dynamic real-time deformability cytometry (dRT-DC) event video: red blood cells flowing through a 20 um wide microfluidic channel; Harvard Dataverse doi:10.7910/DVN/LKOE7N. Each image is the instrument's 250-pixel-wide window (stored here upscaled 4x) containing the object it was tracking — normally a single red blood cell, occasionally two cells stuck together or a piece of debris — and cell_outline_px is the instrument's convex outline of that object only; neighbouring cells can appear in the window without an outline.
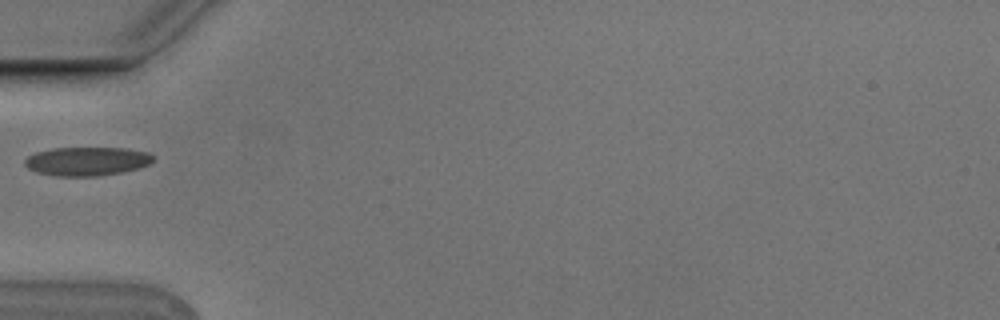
{"species": "Egyptian fruit bat (a non-hibernating species)", "species_latin": "Rousettus aegyptiacus", "temperature_condition": "cold", "stored_images_in_passage": 3, "camera_frame_rate_fps": 3000, "um_per_image_px": 0.085, "animal": {"sex": "male"}, "frame": {"image": 1, "passage_image": 3, "time_ms": 0.667, "image_size_px": [1000, 320], "cell_outline_px": [[152, 160], [148, 164], [136, 168], [120, 172], [96, 176], [56, 176], [36, 172], [28, 168], [24, 164], [24, 160], [28, 156], [36, 152], [52, 148], [124, 148], [148, 152], [152, 156]], "centroid_in_image_um": [7.32, 13.7], "position_along_channel_um": 77.7, "area_um2": 21.27}}